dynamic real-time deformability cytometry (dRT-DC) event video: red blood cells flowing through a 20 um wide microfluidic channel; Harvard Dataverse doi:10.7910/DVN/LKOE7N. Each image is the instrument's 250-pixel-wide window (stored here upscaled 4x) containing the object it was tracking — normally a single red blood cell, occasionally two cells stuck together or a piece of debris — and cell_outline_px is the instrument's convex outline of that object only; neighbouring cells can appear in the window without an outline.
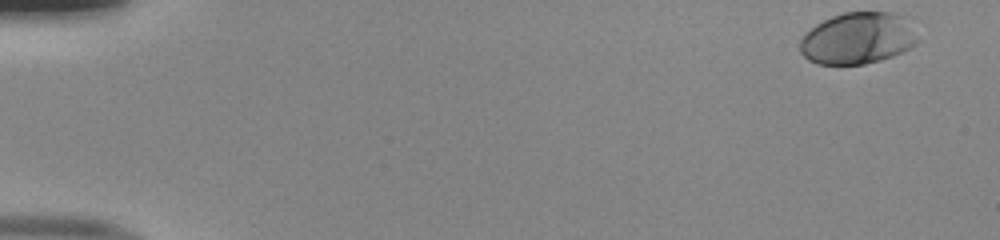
{"species": "human", "species_latin": "Homo sapiens", "temperature_condition": "room temperature", "stored_images_in_passage": 50, "camera_frame_rate_fps": 3000, "um_per_image_px": 0.085, "donor": {"sex": "male"}, "frame": {"image": 1, "passage_image": 1, "time_ms": 0.0, "image_size_px": [1000, 240], "cell_outline_px": [[920, 40], [916, 44], [892, 56], [880, 60], [864, 64], [816, 64], [808, 60], [800, 52], [800, 40], [804, 32], [816, 24], [832, 16], [844, 12], [892, 12], [904, 16]], "centroid_in_image_um": [72.88, 3.25], "position_along_channel_um": 12.1, "area_um2": 35.49}}
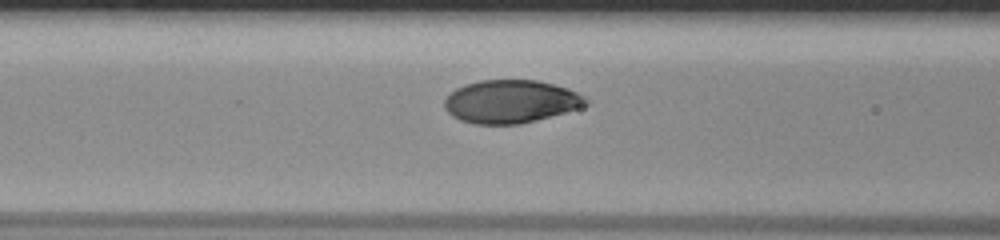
{"frame": {"image": 2, "passage_image": 21, "time_ms": 6.667, "image_size_px": [1000, 240], "cell_outline_px": [[592, 104], [536, 120], [520, 124], [472, 124], [460, 120], [452, 116], [444, 108], [444, 100], [456, 88], [464, 84], [480, 80], [536, 80], [568, 88], [592, 100]], "centroid_in_image_um": [43.43, 8.63], "position_along_channel_um": 123.2, "area_um2": 35.6}}
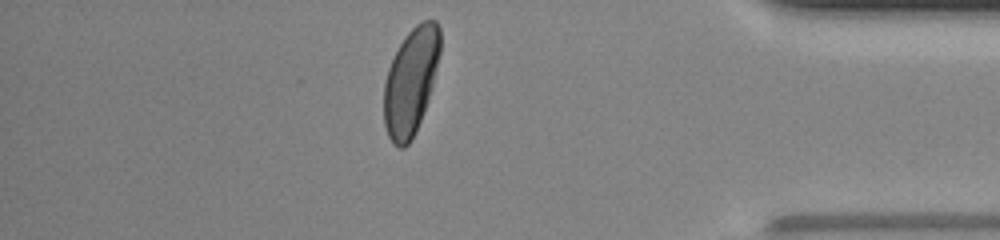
{"frame": {"image": 3, "passage_image": 44, "time_ms": 14.333, "image_size_px": [1000, 240], "cell_outline_px": [[440, 52], [428, 100], [412, 140], [404, 148], [400, 148], [392, 144], [388, 136], [384, 124], [384, 84], [388, 68], [404, 36], [416, 24], [424, 20], [436, 20], [440, 28]], "centroid_in_image_um": [34.91, 6.92], "position_along_channel_um": 400.3, "area_um2": 34.8}, "authors_computed_cell_mechanics": {"area_um2": 35.6048, "velocity_mm_per_s": 3.9879, "shape_relaxation_time_tau1_ms": 2.5312, "shape_relaxation_time_tau2_ms": null, "deformation_change_tau1": 0.1472, "deformation_change_tau2": null}}